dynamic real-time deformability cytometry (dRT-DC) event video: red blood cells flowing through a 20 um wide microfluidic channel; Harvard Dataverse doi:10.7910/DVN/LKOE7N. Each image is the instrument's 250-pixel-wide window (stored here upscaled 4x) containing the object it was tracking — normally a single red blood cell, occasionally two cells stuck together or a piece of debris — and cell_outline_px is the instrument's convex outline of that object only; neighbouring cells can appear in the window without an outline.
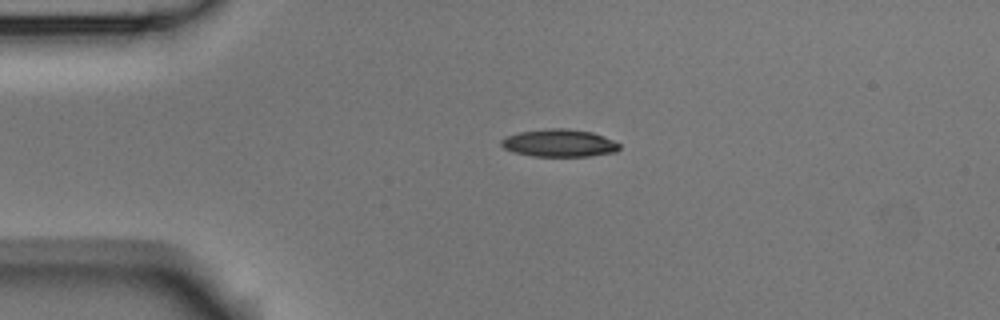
{"species": "Egyptian fruit bat (a non-hibernating species)", "species_latin": "Rousettus aegyptiacus", "temperature_condition": "room temperature", "stored_images_in_passage": 1, "camera_frame_rate_fps": 3000, "um_per_image_px": 0.085, "animal": {"sex": "male"}, "frame": {"image": 1, "passage_image": 1, "time_ms": 0.0, "image_size_px": [1000, 320], "cell_outline_px": [[620, 148], [616, 152], [588, 156], [532, 156], [512, 152], [504, 148], [500, 144], [500, 140], [504, 136], [520, 132], [544, 128], [568, 128], [592, 132], [604, 136], [620, 144]], "centroid_in_image_um": [47.5, 12.15], "position_along_channel_um": 37.5, "area_um2": 19.19}}